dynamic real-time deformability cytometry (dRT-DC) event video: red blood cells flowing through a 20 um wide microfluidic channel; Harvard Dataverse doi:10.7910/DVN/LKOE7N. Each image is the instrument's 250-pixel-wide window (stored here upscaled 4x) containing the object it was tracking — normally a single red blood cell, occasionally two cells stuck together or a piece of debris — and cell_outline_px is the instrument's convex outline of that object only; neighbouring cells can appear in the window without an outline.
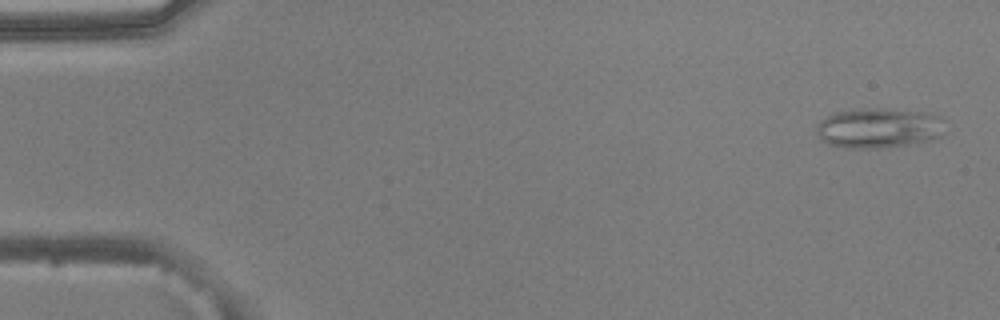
{"species": "common noctule bat (a hibernating species)", "species_latin": "Nyctalus noctula", "temperature_condition": "warm", "stored_images_in_passage": 52, "camera_frame_rate_fps": 3000, "um_per_image_px": 0.085, "animal": {"sex": "male", "body_mass_g": 20.5, "forearm_length_mm": 52.5}, "frame": {"image": 1, "passage_image": 2, "time_ms": 0.333, "image_size_px": [1000, 320], "cell_outline_px": [[944, 132], [940, 136], [928, 140], [908, 144], [876, 148], [848, 148], [828, 144], [820, 140], [816, 132], [816, 124], [820, 120], [836, 112], [872, 108], [876, 108], [924, 112], [940, 116]], "centroid_in_image_um": [74.65, 10.89], "position_along_channel_um": 10.4, "area_um2": 29.71}}
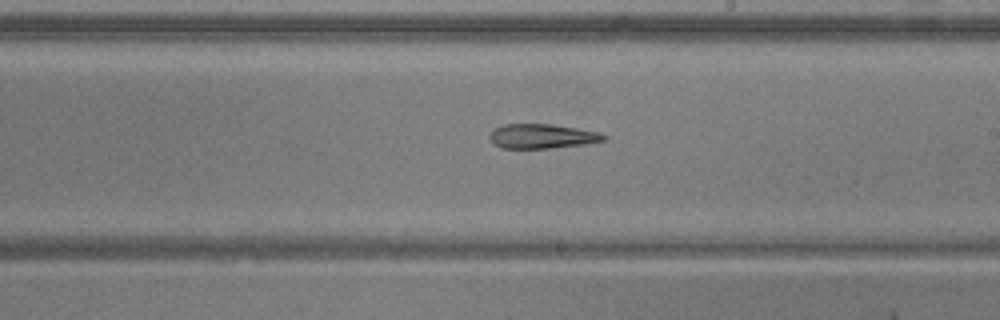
{"frame": {"image": 2, "passage_image": 30, "time_ms": 9.667, "image_size_px": [1000, 320], "cell_outline_px": [[608, 140], [584, 144], [548, 148], [500, 148], [488, 136], [496, 128], [504, 124], [552, 124], [600, 132], [608, 136]], "centroid_in_image_um": [46.13, 11.57], "position_along_channel_um": 242.9, "area_um2": 16.18}}
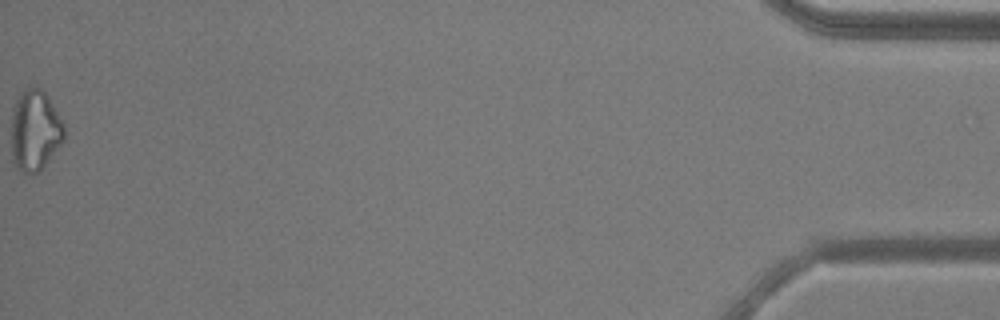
{"frame": {"image": 3, "passage_image": 52, "time_ms": 17.0, "image_size_px": [1000, 320], "cell_outline_px": [[64, 140], [44, 164], [36, 172], [20, 172], [16, 168], [12, 160], [12, 108], [20, 92], [28, 88], [40, 88], [44, 92], [52, 104], [64, 124]], "centroid_in_image_um": [2.95, 11.08], "position_along_channel_um": 432.3, "area_um2": 24.45}}